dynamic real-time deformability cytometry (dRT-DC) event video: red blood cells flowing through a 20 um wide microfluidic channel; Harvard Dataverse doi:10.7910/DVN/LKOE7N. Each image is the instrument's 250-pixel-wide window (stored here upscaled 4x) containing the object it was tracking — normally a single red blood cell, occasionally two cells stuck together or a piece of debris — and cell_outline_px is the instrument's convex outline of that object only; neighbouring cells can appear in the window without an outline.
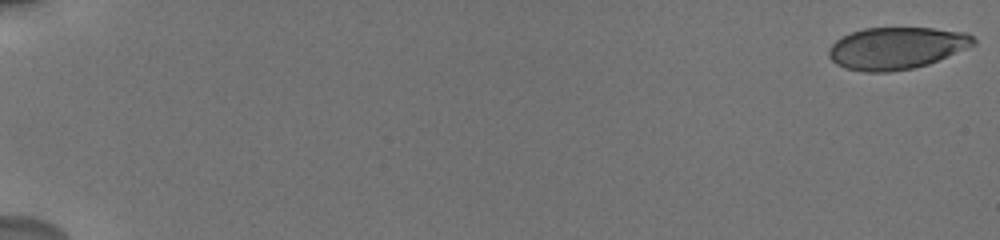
{"species": "human", "species_latin": "Homo sapiens", "temperature_condition": "cold", "stored_images_in_passage": 87, "camera_frame_rate_fps": 3000, "um_per_image_px": 0.085, "donor": {"sex": "male"}, "frame": {"image": 1, "passage_image": 1, "time_ms": 0.0, "image_size_px": [1000, 240], "cell_outline_px": [[976, 44], [928, 64], [912, 68], [888, 72], [864, 72], [844, 68], [836, 64], [828, 56], [828, 48], [836, 40], [852, 32], [864, 28], [932, 28], [968, 32], [976, 40]], "centroid_in_image_um": [76.19, 4.09], "position_along_channel_um": 8.8, "area_um2": 35.43}}
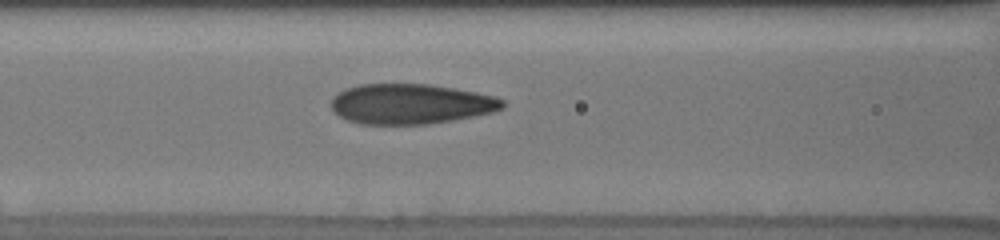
{"frame": {"image": 2, "passage_image": 46, "time_ms": 8.667, "image_size_px": [1000, 240], "cell_outline_px": [[504, 108], [492, 112], [452, 120], [428, 124], [364, 124], [348, 120], [340, 116], [332, 108], [332, 96], [344, 88], [360, 84], [428, 84], [456, 88], [496, 96], [504, 100]], "centroid_in_image_um": [34.92, 8.82], "position_along_channel_um": 131.7, "area_um2": 40.11}}
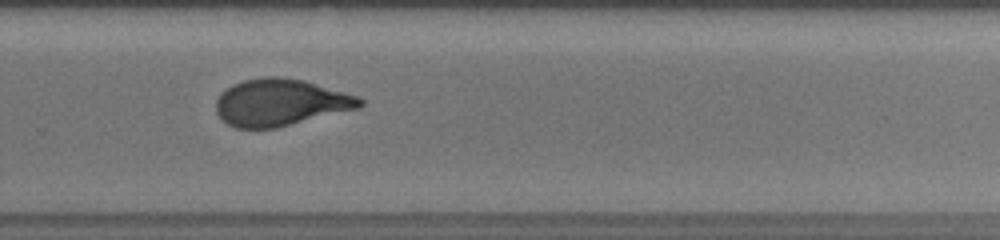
{"frame": {"image": 3, "passage_image": 67, "time_ms": 13.333, "image_size_px": [1000, 240], "cell_outline_px": [[364, 104], [360, 108], [276, 128], [236, 128], [228, 124], [216, 112], [216, 100], [232, 84], [244, 80], [264, 76], [280, 76], [304, 80], [360, 96], [364, 100]], "centroid_in_image_um": [23.89, 8.7], "position_along_channel_um": 305.9, "area_um2": 39.42}, "authors_computed_cell_mechanics": {"area_um2": 39.1884, "velocity_mm_per_s": 3.7434, "shape_relaxation_time_tau1_ms": 5.3806, "shape_relaxation_time_tau2_ms": 0.874, "deformation_change_tau1": 0.1865, "deformation_change_tau2": 0.0594}}